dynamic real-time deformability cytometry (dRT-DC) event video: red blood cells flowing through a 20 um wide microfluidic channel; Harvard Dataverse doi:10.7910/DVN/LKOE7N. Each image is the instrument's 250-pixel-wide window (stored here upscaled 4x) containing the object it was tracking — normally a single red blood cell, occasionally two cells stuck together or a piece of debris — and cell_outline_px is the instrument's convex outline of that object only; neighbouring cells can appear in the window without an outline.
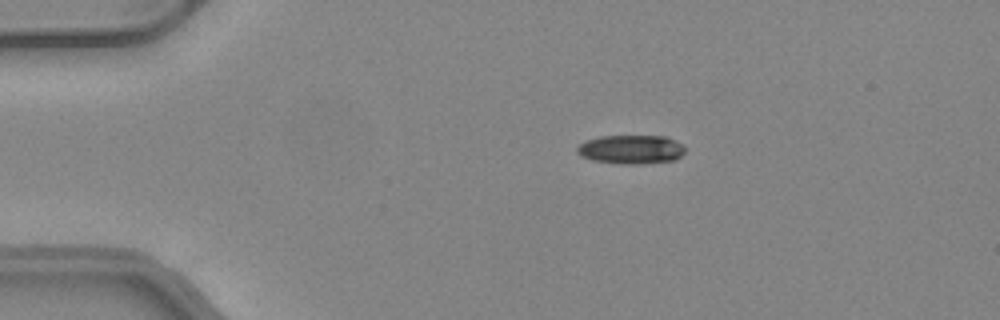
{"species": "common noctule bat (a hibernating species)", "species_latin": "Nyctalus noctula", "temperature_condition": "warm", "stored_images_in_passage": 41, "camera_frame_rate_fps": 3000, "um_per_image_px": 0.085, "animal": {"sex": "female", "body_mass_g": 24.6, "forearm_length_mm": 56.2}, "frame": {"image": 1, "passage_image": 1, "time_ms": 0.0, "image_size_px": [1000, 320], "cell_outline_px": [[684, 152], [676, 160], [640, 164], [620, 164], [592, 160], [580, 156], [576, 152], [576, 148], [584, 140], [600, 136], [668, 136], [684, 144]], "centroid_in_image_um": [53.64, 12.7], "position_along_channel_um": 31.4, "area_um2": 18.5}}
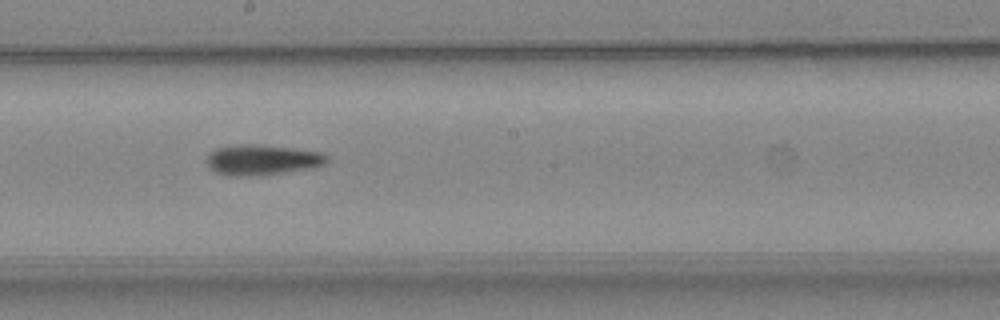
{"frame": {"image": 2, "passage_image": 19, "time_ms": 6.0, "image_size_px": [1000, 320], "cell_outline_px": [[328, 160], [324, 164], [316, 168], [260, 176], [224, 176], [208, 168], [204, 160], [208, 152], [216, 148], [240, 144], [248, 144], [292, 148], [320, 152], [328, 156]], "centroid_in_image_um": [22.23, 13.61], "position_along_channel_um": 226.0, "area_um2": 21.79}}
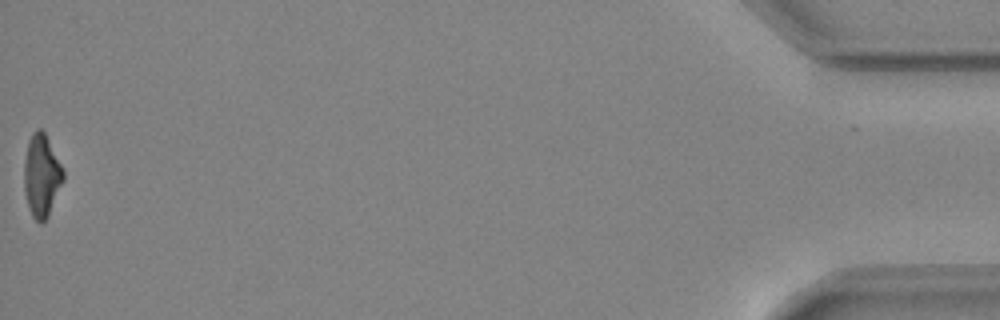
{"frame": {"image": 3, "passage_image": 41, "time_ms": 13.333, "image_size_px": [1000, 320], "cell_outline_px": [[64, 180], [48, 216], [40, 224], [32, 216], [28, 208], [24, 192], [24, 160], [28, 140], [32, 132], [36, 128], [40, 128], [44, 132], [64, 168]], "centroid_in_image_um": [3.53, 14.91], "position_along_channel_um": 431.7, "area_um2": 19.07}, "authors_computed_cell_mechanics": {"area_um2": 19.8832, "velocity_mm_per_s": 4.1654, "shape_relaxation_time_tau1_ms": 6.9359, "shape_relaxation_time_tau2_ms": null, "deformation_change_tau1": 0.212, "deformation_change_tau2": null}}